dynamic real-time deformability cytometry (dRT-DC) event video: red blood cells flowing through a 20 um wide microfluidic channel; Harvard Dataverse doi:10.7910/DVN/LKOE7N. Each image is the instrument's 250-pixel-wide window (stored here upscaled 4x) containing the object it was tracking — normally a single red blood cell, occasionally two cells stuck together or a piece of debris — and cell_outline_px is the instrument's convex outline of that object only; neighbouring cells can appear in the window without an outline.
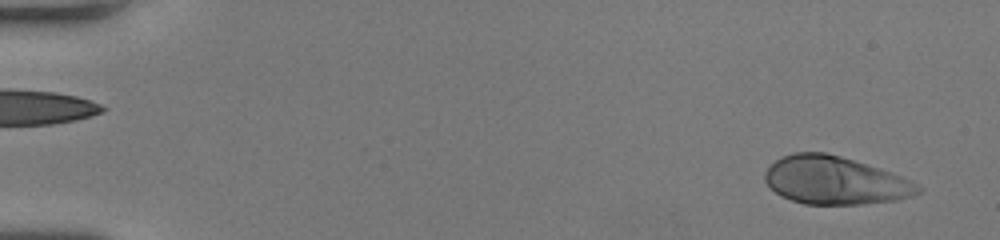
{"species": "human", "species_latin": "Homo sapiens", "temperature_condition": "room temperature", "stored_images_in_passage": 51, "camera_frame_rate_fps": 3000, "um_per_image_px": 0.085, "donor": {"sex": "female"}, "frame": {"image": 1, "passage_image": 2, "time_ms": 0.333, "image_size_px": [1000, 240], "cell_outline_px": [[924, 188], [920, 192], [912, 196], [896, 200], [860, 204], [804, 204], [780, 196], [764, 180], [764, 172], [780, 156], [792, 152], [824, 152], [840, 156], [880, 168], [912, 180]], "centroid_in_image_um": [70.98, 15.33], "position_along_channel_um": 14.0, "area_um2": 42.83}}
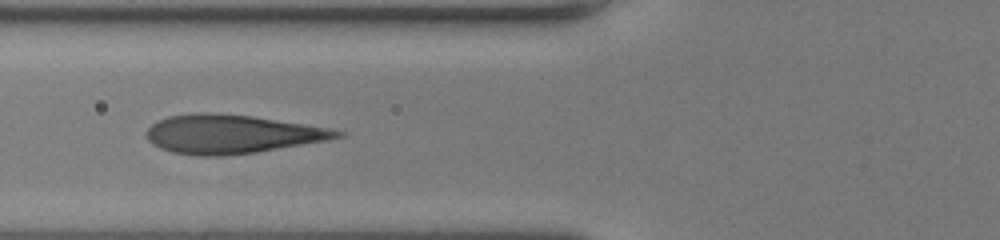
{"frame": {"image": 2, "passage_image": 20, "time_ms": 6.333, "image_size_px": [1000, 240], "cell_outline_px": [[348, 132], [344, 136], [328, 140], [256, 152], [224, 156], [196, 156], [172, 152], [160, 148], [152, 144], [148, 140], [148, 128], [152, 124], [168, 116], [196, 112], [212, 112], [252, 116], [328, 128]], "centroid_in_image_um": [19.69, 11.4], "position_along_channel_um": 106.1, "area_um2": 42.95}}
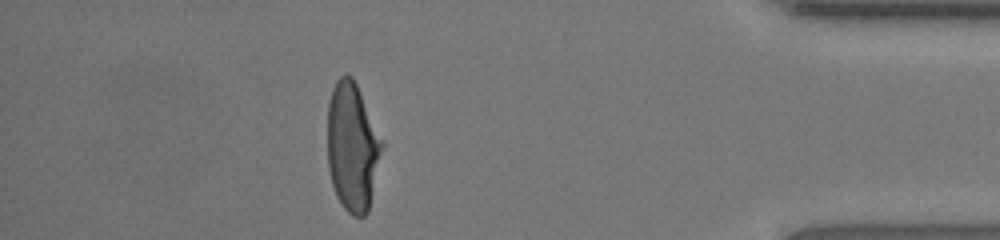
{"frame": {"image": 3, "passage_image": 45, "time_ms": 14.667, "image_size_px": [1000, 240], "cell_outline_px": [[384, 144], [368, 212], [364, 216], [352, 216], [344, 208], [336, 196], [332, 184], [328, 168], [328, 104], [332, 88], [336, 80], [344, 72], [348, 72], [352, 76], [384, 140]], "centroid_in_image_um": [29.96, 12.46], "position_along_channel_um": 405.2, "area_um2": 41.21}, "authors_computed_cell_mechanics": {"area_um2": 42.3096, "velocity_mm_per_s": 4.0661, "shape_relaxation_time_tau1_ms": 4.5199, "shape_relaxation_time_tau2_ms": null, "deformation_change_tau1": 0.2254, "deformation_change_tau2": null}}